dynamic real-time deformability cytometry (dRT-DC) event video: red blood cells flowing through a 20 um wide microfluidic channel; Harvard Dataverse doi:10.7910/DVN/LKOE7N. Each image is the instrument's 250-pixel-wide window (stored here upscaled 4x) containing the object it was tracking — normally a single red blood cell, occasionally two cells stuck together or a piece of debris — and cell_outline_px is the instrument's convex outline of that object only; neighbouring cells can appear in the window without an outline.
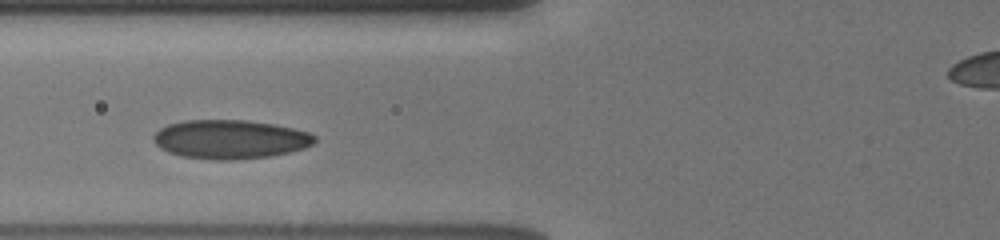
{"species": "human", "species_latin": "Homo sapiens", "temperature_condition": "cold", "stored_images_in_passage": 30, "camera_frame_rate_fps": 3000, "um_per_image_px": 0.085, "donor": {"sex": "male"}, "frame": {"image": 1, "passage_image": 4, "time_ms": 1.0, "image_size_px": [1000, 240], "cell_outline_px": [[316, 140], [312, 144], [304, 148], [288, 152], [268, 156], [236, 160], [216, 160], [180, 156], [168, 152], [160, 148], [152, 140], [152, 136], [160, 128], [168, 124], [184, 120], [248, 120], [272, 124], [292, 128], [308, 132], [316, 136]], "centroid_in_image_um": [19.52, 11.84], "position_along_channel_um": 106.3, "area_um2": 36.59}}
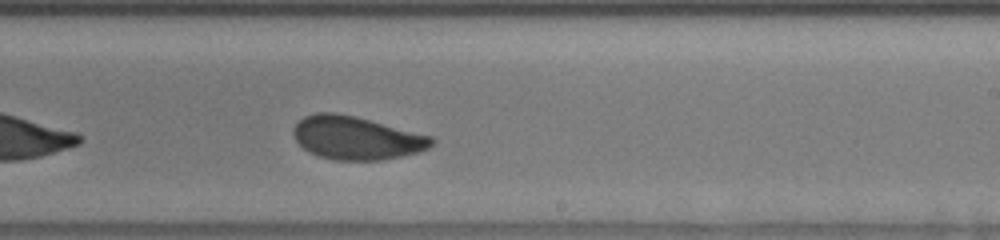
{"frame": {"image": 2, "passage_image": 16, "time_ms": 5.0, "image_size_px": [1000, 240], "cell_outline_px": [[436, 140], [428, 148], [420, 152], [380, 160], [336, 160], [320, 156], [304, 148], [296, 140], [292, 132], [296, 124], [304, 116], [316, 112], [336, 112], [356, 116], [432, 136]], "centroid_in_image_um": [30.31, 11.71], "position_along_channel_um": 258.7, "area_um2": 34.68}}
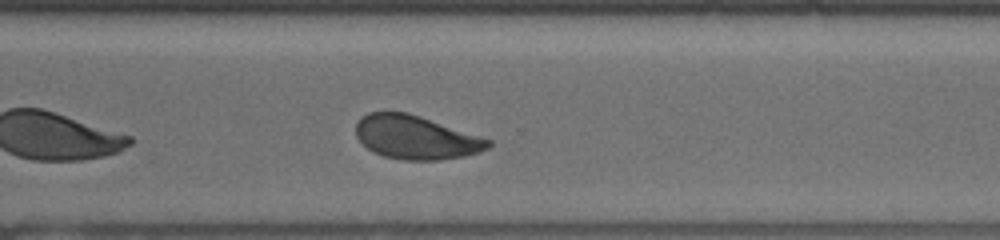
{"frame": {"image": 3, "passage_image": 22, "time_ms": 7.0, "image_size_px": [1000, 240], "cell_outline_px": [[492, 144], [488, 148], [464, 156], [440, 160], [404, 160], [384, 156], [372, 152], [356, 136], [356, 124], [368, 112], [408, 112], [492, 140]], "centroid_in_image_um": [35.35, 11.68], "position_along_channel_um": 335.3, "area_um2": 33.35}, "authors_computed_cell_mechanics": {"area_um2": 34.8534, "velocity_mm_per_s": 3.8218, "shape_relaxation_time_tau1_ms": 3.6961, "shape_relaxation_time_tau2_ms": 1.1555, "deformation_change_tau1": 0.1072, "deformation_change_tau2": 0.054}}